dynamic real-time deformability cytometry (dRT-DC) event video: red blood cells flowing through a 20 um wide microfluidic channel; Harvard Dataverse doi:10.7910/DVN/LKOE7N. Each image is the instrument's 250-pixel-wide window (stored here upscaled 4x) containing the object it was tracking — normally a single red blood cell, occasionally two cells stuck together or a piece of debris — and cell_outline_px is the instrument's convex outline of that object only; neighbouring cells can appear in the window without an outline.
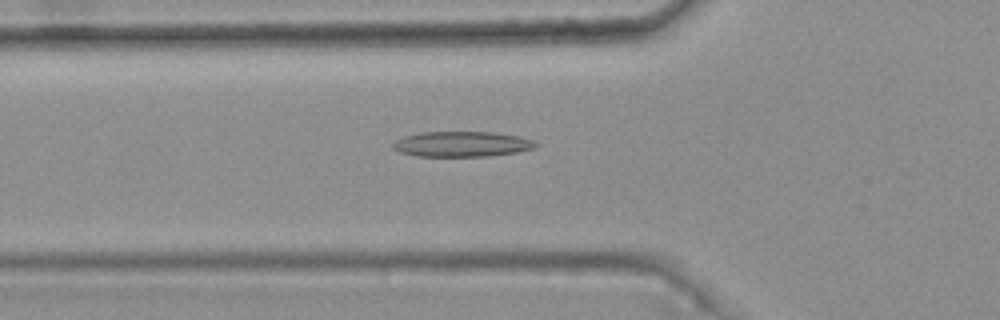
{"species": "common noctule bat (a hibernating species)", "species_latin": "Nyctalus noctula", "temperature_condition": "warm", "stored_images_in_passage": 4, "camera_frame_rate_fps": 3000, "um_per_image_px": 0.085, "animal": {"sex": "female", "body_mass_g": 25.1}, "frame": {"image": 1, "passage_image": 4, "time_ms": 1.0, "image_size_px": [1000, 320], "cell_outline_px": [[540, 144], [536, 148], [516, 152], [488, 156], [416, 156], [400, 152], [392, 148], [392, 144], [396, 140], [404, 136], [420, 132], [492, 132], [520, 136], [536, 140]], "centroid_in_image_um": [39.3, 12.24], "position_along_channel_um": 86.5, "area_um2": 21.27}}